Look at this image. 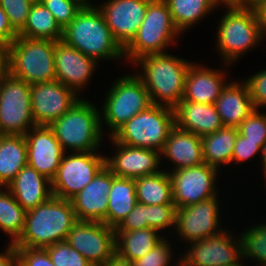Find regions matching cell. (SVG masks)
I'll return each mask as SVG.
<instances>
[{"label":"cell","instance_id":"cell-30","mask_svg":"<svg viewBox=\"0 0 266 266\" xmlns=\"http://www.w3.org/2000/svg\"><path fill=\"white\" fill-rule=\"evenodd\" d=\"M137 203L135 179L113 174L112 187L108 194L106 225L115 229Z\"/></svg>","mask_w":266,"mask_h":266},{"label":"cell","instance_id":"cell-18","mask_svg":"<svg viewBox=\"0 0 266 266\" xmlns=\"http://www.w3.org/2000/svg\"><path fill=\"white\" fill-rule=\"evenodd\" d=\"M55 70L58 82L73 90L81 98L84 90L101 66L96 60L79 50L65 44L62 40L55 43ZM100 65V66H99ZM93 75V76H92Z\"/></svg>","mask_w":266,"mask_h":266},{"label":"cell","instance_id":"cell-52","mask_svg":"<svg viewBox=\"0 0 266 266\" xmlns=\"http://www.w3.org/2000/svg\"><path fill=\"white\" fill-rule=\"evenodd\" d=\"M219 5H245L248 0H217Z\"/></svg>","mask_w":266,"mask_h":266},{"label":"cell","instance_id":"cell-19","mask_svg":"<svg viewBox=\"0 0 266 266\" xmlns=\"http://www.w3.org/2000/svg\"><path fill=\"white\" fill-rule=\"evenodd\" d=\"M96 6L117 42L125 48L136 36L150 0H101ZM100 3V4H99Z\"/></svg>","mask_w":266,"mask_h":266},{"label":"cell","instance_id":"cell-48","mask_svg":"<svg viewBox=\"0 0 266 266\" xmlns=\"http://www.w3.org/2000/svg\"><path fill=\"white\" fill-rule=\"evenodd\" d=\"M10 74L8 47L0 44V86Z\"/></svg>","mask_w":266,"mask_h":266},{"label":"cell","instance_id":"cell-25","mask_svg":"<svg viewBox=\"0 0 266 266\" xmlns=\"http://www.w3.org/2000/svg\"><path fill=\"white\" fill-rule=\"evenodd\" d=\"M214 105L225 127L238 128L255 110L246 84L240 79L234 80V77L222 90Z\"/></svg>","mask_w":266,"mask_h":266},{"label":"cell","instance_id":"cell-13","mask_svg":"<svg viewBox=\"0 0 266 266\" xmlns=\"http://www.w3.org/2000/svg\"><path fill=\"white\" fill-rule=\"evenodd\" d=\"M31 87L9 74L0 86V134L25 135L36 126L31 109Z\"/></svg>","mask_w":266,"mask_h":266},{"label":"cell","instance_id":"cell-32","mask_svg":"<svg viewBox=\"0 0 266 266\" xmlns=\"http://www.w3.org/2000/svg\"><path fill=\"white\" fill-rule=\"evenodd\" d=\"M137 202L145 205L174 204L169 173L160 171L135 179Z\"/></svg>","mask_w":266,"mask_h":266},{"label":"cell","instance_id":"cell-28","mask_svg":"<svg viewBox=\"0 0 266 266\" xmlns=\"http://www.w3.org/2000/svg\"><path fill=\"white\" fill-rule=\"evenodd\" d=\"M164 238V234L150 227L134 231H115L116 254L122 259L134 261L149 253Z\"/></svg>","mask_w":266,"mask_h":266},{"label":"cell","instance_id":"cell-20","mask_svg":"<svg viewBox=\"0 0 266 266\" xmlns=\"http://www.w3.org/2000/svg\"><path fill=\"white\" fill-rule=\"evenodd\" d=\"M27 165L52 181L65 151L49 126H33L25 135Z\"/></svg>","mask_w":266,"mask_h":266},{"label":"cell","instance_id":"cell-5","mask_svg":"<svg viewBox=\"0 0 266 266\" xmlns=\"http://www.w3.org/2000/svg\"><path fill=\"white\" fill-rule=\"evenodd\" d=\"M90 101L80 98L69 111L49 125L65 152L100 151L105 146L100 108Z\"/></svg>","mask_w":266,"mask_h":266},{"label":"cell","instance_id":"cell-46","mask_svg":"<svg viewBox=\"0 0 266 266\" xmlns=\"http://www.w3.org/2000/svg\"><path fill=\"white\" fill-rule=\"evenodd\" d=\"M17 37L18 34L10 25L7 15L0 6V44L8 47Z\"/></svg>","mask_w":266,"mask_h":266},{"label":"cell","instance_id":"cell-50","mask_svg":"<svg viewBox=\"0 0 266 266\" xmlns=\"http://www.w3.org/2000/svg\"><path fill=\"white\" fill-rule=\"evenodd\" d=\"M103 266H134L132 261L122 259L120 256L115 254L109 261Z\"/></svg>","mask_w":266,"mask_h":266},{"label":"cell","instance_id":"cell-54","mask_svg":"<svg viewBox=\"0 0 266 266\" xmlns=\"http://www.w3.org/2000/svg\"><path fill=\"white\" fill-rule=\"evenodd\" d=\"M261 1L262 0H248V2L245 5L254 8Z\"/></svg>","mask_w":266,"mask_h":266},{"label":"cell","instance_id":"cell-34","mask_svg":"<svg viewBox=\"0 0 266 266\" xmlns=\"http://www.w3.org/2000/svg\"><path fill=\"white\" fill-rule=\"evenodd\" d=\"M26 213L7 188L0 190V230L9 242L14 243L21 235Z\"/></svg>","mask_w":266,"mask_h":266},{"label":"cell","instance_id":"cell-29","mask_svg":"<svg viewBox=\"0 0 266 266\" xmlns=\"http://www.w3.org/2000/svg\"><path fill=\"white\" fill-rule=\"evenodd\" d=\"M238 134V128L224 126L214 133L201 137L204 163L220 171L227 166L229 168Z\"/></svg>","mask_w":266,"mask_h":266},{"label":"cell","instance_id":"cell-22","mask_svg":"<svg viewBox=\"0 0 266 266\" xmlns=\"http://www.w3.org/2000/svg\"><path fill=\"white\" fill-rule=\"evenodd\" d=\"M113 173L104 166L72 199L78 221H98L106 224L108 194L112 187Z\"/></svg>","mask_w":266,"mask_h":266},{"label":"cell","instance_id":"cell-35","mask_svg":"<svg viewBox=\"0 0 266 266\" xmlns=\"http://www.w3.org/2000/svg\"><path fill=\"white\" fill-rule=\"evenodd\" d=\"M263 222L253 223L240 230L243 262L249 260L253 264L257 263L255 266H266V220Z\"/></svg>","mask_w":266,"mask_h":266},{"label":"cell","instance_id":"cell-15","mask_svg":"<svg viewBox=\"0 0 266 266\" xmlns=\"http://www.w3.org/2000/svg\"><path fill=\"white\" fill-rule=\"evenodd\" d=\"M92 266H103L116 254L114 228L98 221H78L65 240Z\"/></svg>","mask_w":266,"mask_h":266},{"label":"cell","instance_id":"cell-44","mask_svg":"<svg viewBox=\"0 0 266 266\" xmlns=\"http://www.w3.org/2000/svg\"><path fill=\"white\" fill-rule=\"evenodd\" d=\"M16 247V266H55L45 248Z\"/></svg>","mask_w":266,"mask_h":266},{"label":"cell","instance_id":"cell-14","mask_svg":"<svg viewBox=\"0 0 266 266\" xmlns=\"http://www.w3.org/2000/svg\"><path fill=\"white\" fill-rule=\"evenodd\" d=\"M221 172L205 163L169 172L176 208L188 207L218 196L222 192L218 188Z\"/></svg>","mask_w":266,"mask_h":266},{"label":"cell","instance_id":"cell-8","mask_svg":"<svg viewBox=\"0 0 266 266\" xmlns=\"http://www.w3.org/2000/svg\"><path fill=\"white\" fill-rule=\"evenodd\" d=\"M56 42L18 36L8 46L10 74L30 85L55 80Z\"/></svg>","mask_w":266,"mask_h":266},{"label":"cell","instance_id":"cell-6","mask_svg":"<svg viewBox=\"0 0 266 266\" xmlns=\"http://www.w3.org/2000/svg\"><path fill=\"white\" fill-rule=\"evenodd\" d=\"M107 90L99 106L101 128L106 137H111L133 116L152 105L143 81L134 72L119 75Z\"/></svg>","mask_w":266,"mask_h":266},{"label":"cell","instance_id":"cell-9","mask_svg":"<svg viewBox=\"0 0 266 266\" xmlns=\"http://www.w3.org/2000/svg\"><path fill=\"white\" fill-rule=\"evenodd\" d=\"M174 126V109L152 104L128 120L111 137L128 146L161 151Z\"/></svg>","mask_w":266,"mask_h":266},{"label":"cell","instance_id":"cell-4","mask_svg":"<svg viewBox=\"0 0 266 266\" xmlns=\"http://www.w3.org/2000/svg\"><path fill=\"white\" fill-rule=\"evenodd\" d=\"M78 222L71 200L52 196L28 210L23 231L14 246L45 248L66 240Z\"/></svg>","mask_w":266,"mask_h":266},{"label":"cell","instance_id":"cell-57","mask_svg":"<svg viewBox=\"0 0 266 266\" xmlns=\"http://www.w3.org/2000/svg\"><path fill=\"white\" fill-rule=\"evenodd\" d=\"M4 187L1 185V183H0V190H2Z\"/></svg>","mask_w":266,"mask_h":266},{"label":"cell","instance_id":"cell-40","mask_svg":"<svg viewBox=\"0 0 266 266\" xmlns=\"http://www.w3.org/2000/svg\"><path fill=\"white\" fill-rule=\"evenodd\" d=\"M40 2L53 14L62 29L69 25L83 8L77 0H41Z\"/></svg>","mask_w":266,"mask_h":266},{"label":"cell","instance_id":"cell-21","mask_svg":"<svg viewBox=\"0 0 266 266\" xmlns=\"http://www.w3.org/2000/svg\"><path fill=\"white\" fill-rule=\"evenodd\" d=\"M219 64L224 70L193 61L188 68L184 96L181 101L214 104L222 90L231 81L228 80L230 73L227 72L231 65Z\"/></svg>","mask_w":266,"mask_h":266},{"label":"cell","instance_id":"cell-33","mask_svg":"<svg viewBox=\"0 0 266 266\" xmlns=\"http://www.w3.org/2000/svg\"><path fill=\"white\" fill-rule=\"evenodd\" d=\"M63 29L56 22L53 14L41 3L34 2L24 28L18 36L26 38L49 39L60 41Z\"/></svg>","mask_w":266,"mask_h":266},{"label":"cell","instance_id":"cell-43","mask_svg":"<svg viewBox=\"0 0 266 266\" xmlns=\"http://www.w3.org/2000/svg\"><path fill=\"white\" fill-rule=\"evenodd\" d=\"M260 142H252L243 137L240 133L236 139L232 153V166L240 165V167L245 164V162L250 163L251 159L260 158L261 156ZM243 163V164H242Z\"/></svg>","mask_w":266,"mask_h":266},{"label":"cell","instance_id":"cell-1","mask_svg":"<svg viewBox=\"0 0 266 266\" xmlns=\"http://www.w3.org/2000/svg\"><path fill=\"white\" fill-rule=\"evenodd\" d=\"M220 8L225 12L217 20L215 55H220L221 63L232 67L264 44L265 38L255 8L246 5H220Z\"/></svg>","mask_w":266,"mask_h":266},{"label":"cell","instance_id":"cell-3","mask_svg":"<svg viewBox=\"0 0 266 266\" xmlns=\"http://www.w3.org/2000/svg\"><path fill=\"white\" fill-rule=\"evenodd\" d=\"M61 40L98 63L125 61L124 48L114 38L97 6H83L63 29Z\"/></svg>","mask_w":266,"mask_h":266},{"label":"cell","instance_id":"cell-38","mask_svg":"<svg viewBox=\"0 0 266 266\" xmlns=\"http://www.w3.org/2000/svg\"><path fill=\"white\" fill-rule=\"evenodd\" d=\"M55 266H92L83 255L66 241L45 247Z\"/></svg>","mask_w":266,"mask_h":266},{"label":"cell","instance_id":"cell-27","mask_svg":"<svg viewBox=\"0 0 266 266\" xmlns=\"http://www.w3.org/2000/svg\"><path fill=\"white\" fill-rule=\"evenodd\" d=\"M175 27L183 35L203 23L206 17L220 8L217 0H165ZM205 18V19H204Z\"/></svg>","mask_w":266,"mask_h":266},{"label":"cell","instance_id":"cell-45","mask_svg":"<svg viewBox=\"0 0 266 266\" xmlns=\"http://www.w3.org/2000/svg\"><path fill=\"white\" fill-rule=\"evenodd\" d=\"M144 228H148L146 205L137 203L114 231H134Z\"/></svg>","mask_w":266,"mask_h":266},{"label":"cell","instance_id":"cell-53","mask_svg":"<svg viewBox=\"0 0 266 266\" xmlns=\"http://www.w3.org/2000/svg\"><path fill=\"white\" fill-rule=\"evenodd\" d=\"M82 6H96L95 1L93 0H77Z\"/></svg>","mask_w":266,"mask_h":266},{"label":"cell","instance_id":"cell-26","mask_svg":"<svg viewBox=\"0 0 266 266\" xmlns=\"http://www.w3.org/2000/svg\"><path fill=\"white\" fill-rule=\"evenodd\" d=\"M21 207L28 211L52 197L51 181L26 165L6 187Z\"/></svg>","mask_w":266,"mask_h":266},{"label":"cell","instance_id":"cell-41","mask_svg":"<svg viewBox=\"0 0 266 266\" xmlns=\"http://www.w3.org/2000/svg\"><path fill=\"white\" fill-rule=\"evenodd\" d=\"M33 3L32 0H0V6L17 34L24 28Z\"/></svg>","mask_w":266,"mask_h":266},{"label":"cell","instance_id":"cell-42","mask_svg":"<svg viewBox=\"0 0 266 266\" xmlns=\"http://www.w3.org/2000/svg\"><path fill=\"white\" fill-rule=\"evenodd\" d=\"M255 109H266V68L252 72L250 76L243 78Z\"/></svg>","mask_w":266,"mask_h":266},{"label":"cell","instance_id":"cell-23","mask_svg":"<svg viewBox=\"0 0 266 266\" xmlns=\"http://www.w3.org/2000/svg\"><path fill=\"white\" fill-rule=\"evenodd\" d=\"M160 157L162 168L167 167L168 169L164 168L163 170L168 173L201 165L204 163L201 137L175 125L160 151ZM166 159L169 161V165L163 164Z\"/></svg>","mask_w":266,"mask_h":266},{"label":"cell","instance_id":"cell-37","mask_svg":"<svg viewBox=\"0 0 266 266\" xmlns=\"http://www.w3.org/2000/svg\"><path fill=\"white\" fill-rule=\"evenodd\" d=\"M176 211L175 204L146 205L147 226L158 230L165 237L167 234L169 236V233L173 236L176 227Z\"/></svg>","mask_w":266,"mask_h":266},{"label":"cell","instance_id":"cell-55","mask_svg":"<svg viewBox=\"0 0 266 266\" xmlns=\"http://www.w3.org/2000/svg\"><path fill=\"white\" fill-rule=\"evenodd\" d=\"M263 180H264V182H265V183H264L265 185H264V188H263V189H266V188H265V186H266V175L264 176V179H263Z\"/></svg>","mask_w":266,"mask_h":266},{"label":"cell","instance_id":"cell-7","mask_svg":"<svg viewBox=\"0 0 266 266\" xmlns=\"http://www.w3.org/2000/svg\"><path fill=\"white\" fill-rule=\"evenodd\" d=\"M183 36L175 27L165 0H150L145 18L136 36L124 48L125 62L131 66L136 60L149 54L172 50Z\"/></svg>","mask_w":266,"mask_h":266},{"label":"cell","instance_id":"cell-16","mask_svg":"<svg viewBox=\"0 0 266 266\" xmlns=\"http://www.w3.org/2000/svg\"><path fill=\"white\" fill-rule=\"evenodd\" d=\"M109 138V139H108ZM114 153L105 154V166L117 177L136 179L156 174L161 167L160 151L148 148L132 147L107 137ZM112 155V156H110Z\"/></svg>","mask_w":266,"mask_h":266},{"label":"cell","instance_id":"cell-24","mask_svg":"<svg viewBox=\"0 0 266 266\" xmlns=\"http://www.w3.org/2000/svg\"><path fill=\"white\" fill-rule=\"evenodd\" d=\"M175 125L199 137L209 135L224 127L214 104L180 101L174 108Z\"/></svg>","mask_w":266,"mask_h":266},{"label":"cell","instance_id":"cell-17","mask_svg":"<svg viewBox=\"0 0 266 266\" xmlns=\"http://www.w3.org/2000/svg\"><path fill=\"white\" fill-rule=\"evenodd\" d=\"M31 109L36 125L49 126L81 98L57 80L30 85Z\"/></svg>","mask_w":266,"mask_h":266},{"label":"cell","instance_id":"cell-49","mask_svg":"<svg viewBox=\"0 0 266 266\" xmlns=\"http://www.w3.org/2000/svg\"><path fill=\"white\" fill-rule=\"evenodd\" d=\"M259 22L266 41V0H262L255 7Z\"/></svg>","mask_w":266,"mask_h":266},{"label":"cell","instance_id":"cell-12","mask_svg":"<svg viewBox=\"0 0 266 266\" xmlns=\"http://www.w3.org/2000/svg\"><path fill=\"white\" fill-rule=\"evenodd\" d=\"M104 154L103 151L65 152L51 181L52 195L71 200L105 166Z\"/></svg>","mask_w":266,"mask_h":266},{"label":"cell","instance_id":"cell-11","mask_svg":"<svg viewBox=\"0 0 266 266\" xmlns=\"http://www.w3.org/2000/svg\"><path fill=\"white\" fill-rule=\"evenodd\" d=\"M221 201V202H220ZM222 202L220 194L216 197L200 201L188 207L177 208L176 227L173 239L178 243L189 244L218 235L226 229L223 225ZM225 227V228H224ZM177 237V238H176ZM181 240V241H180Z\"/></svg>","mask_w":266,"mask_h":266},{"label":"cell","instance_id":"cell-56","mask_svg":"<svg viewBox=\"0 0 266 266\" xmlns=\"http://www.w3.org/2000/svg\"><path fill=\"white\" fill-rule=\"evenodd\" d=\"M33 2H40L41 0H32Z\"/></svg>","mask_w":266,"mask_h":266},{"label":"cell","instance_id":"cell-10","mask_svg":"<svg viewBox=\"0 0 266 266\" xmlns=\"http://www.w3.org/2000/svg\"><path fill=\"white\" fill-rule=\"evenodd\" d=\"M234 229L226 227L218 235L187 244L180 253L181 266H247L239 231L235 234Z\"/></svg>","mask_w":266,"mask_h":266},{"label":"cell","instance_id":"cell-31","mask_svg":"<svg viewBox=\"0 0 266 266\" xmlns=\"http://www.w3.org/2000/svg\"><path fill=\"white\" fill-rule=\"evenodd\" d=\"M27 165V144L24 135L0 134V183L3 187Z\"/></svg>","mask_w":266,"mask_h":266},{"label":"cell","instance_id":"cell-36","mask_svg":"<svg viewBox=\"0 0 266 266\" xmlns=\"http://www.w3.org/2000/svg\"><path fill=\"white\" fill-rule=\"evenodd\" d=\"M165 237L159 244H157L149 253L139 259H135L134 266H181V257L178 250L183 249L182 244L180 248L176 249V245H172V238ZM174 248V249H173ZM176 251H173L175 250ZM178 251V254L176 253ZM177 256H175V254ZM177 258V259H176Z\"/></svg>","mask_w":266,"mask_h":266},{"label":"cell","instance_id":"cell-51","mask_svg":"<svg viewBox=\"0 0 266 266\" xmlns=\"http://www.w3.org/2000/svg\"><path fill=\"white\" fill-rule=\"evenodd\" d=\"M257 160L261 165L260 169L259 168L257 169V172L258 170H261V172L263 173L261 176L264 177L266 175V142L264 146L262 147L260 159H257Z\"/></svg>","mask_w":266,"mask_h":266},{"label":"cell","instance_id":"cell-39","mask_svg":"<svg viewBox=\"0 0 266 266\" xmlns=\"http://www.w3.org/2000/svg\"><path fill=\"white\" fill-rule=\"evenodd\" d=\"M239 133L252 142H260L262 148L266 142V113L255 109L238 127Z\"/></svg>","mask_w":266,"mask_h":266},{"label":"cell","instance_id":"cell-47","mask_svg":"<svg viewBox=\"0 0 266 266\" xmlns=\"http://www.w3.org/2000/svg\"><path fill=\"white\" fill-rule=\"evenodd\" d=\"M7 243L0 251V266H16V247L12 242Z\"/></svg>","mask_w":266,"mask_h":266},{"label":"cell","instance_id":"cell-2","mask_svg":"<svg viewBox=\"0 0 266 266\" xmlns=\"http://www.w3.org/2000/svg\"><path fill=\"white\" fill-rule=\"evenodd\" d=\"M192 62L165 52L141 57L131 67H136L132 70L143 81L153 105L174 109L184 96L185 79Z\"/></svg>","mask_w":266,"mask_h":266}]
</instances>
